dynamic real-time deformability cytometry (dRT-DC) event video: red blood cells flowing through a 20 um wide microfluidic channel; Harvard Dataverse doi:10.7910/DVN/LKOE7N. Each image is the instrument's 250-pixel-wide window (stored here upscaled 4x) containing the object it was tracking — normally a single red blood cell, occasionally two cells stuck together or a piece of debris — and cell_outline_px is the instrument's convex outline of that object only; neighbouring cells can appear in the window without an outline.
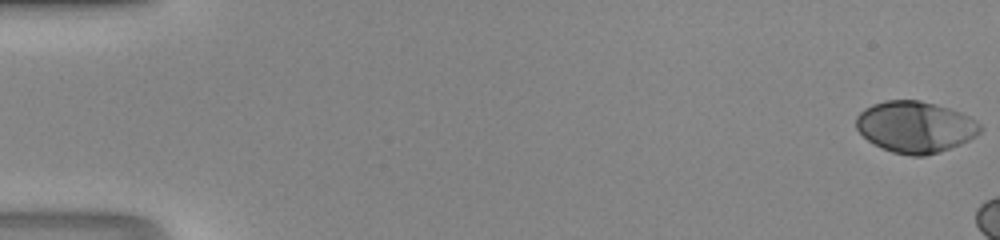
{"species": "human", "species_latin": "Homo sapiens", "temperature_condition": "room temperature", "stored_images_in_passage": 8, "camera_frame_rate_fps": 3000, "um_per_image_px": 0.085, "donor": {"sex": "male"}, "frame": {"image": 1, "passage_image": 1, "time_ms": 0.0, "image_size_px": [1000, 240], "cell_outline_px": [[984, 128], [976, 136], [960, 144], [940, 152], [924, 156], [912, 156], [892, 152], [868, 140], [856, 128], [856, 116], [864, 108], [872, 104], [884, 100], [920, 100], [936, 104], [960, 112], [976, 120]], "centroid_in_image_um": [77.81, 10.78], "position_along_channel_um": 7.2, "area_um2": 37.17}}